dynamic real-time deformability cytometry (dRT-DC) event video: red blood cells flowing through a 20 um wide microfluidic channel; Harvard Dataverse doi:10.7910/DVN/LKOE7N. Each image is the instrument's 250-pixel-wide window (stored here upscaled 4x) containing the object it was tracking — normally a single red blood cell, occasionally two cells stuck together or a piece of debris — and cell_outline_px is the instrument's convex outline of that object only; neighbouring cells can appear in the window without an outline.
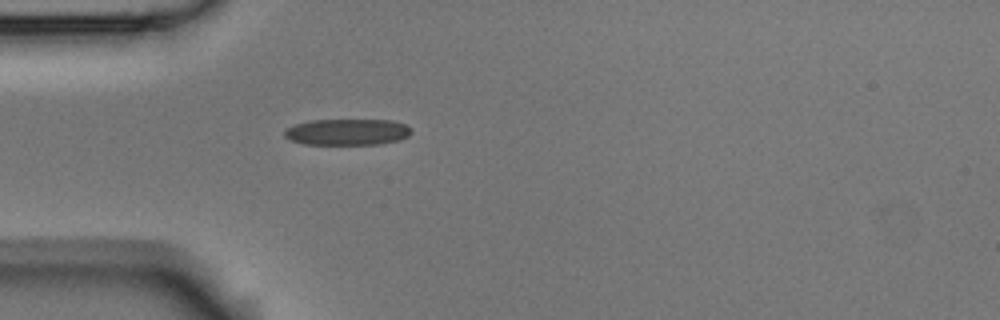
{"species": "Egyptian fruit bat (a non-hibernating species)", "species_latin": "Rousettus aegyptiacus", "temperature_condition": "room temperature", "stored_images_in_passage": 39, "camera_frame_rate_fps": 3000, "um_per_image_px": 0.085, "animal": {"sex": "male"}, "frame": {"image": 1, "passage_image": 1, "time_ms": 0.0, "image_size_px": [1000, 320], "cell_outline_px": [[412, 132], [408, 136], [400, 140], [380, 144], [304, 144], [292, 140], [284, 136], [284, 128], [308, 120], [392, 120], [404, 124], [412, 128]], "centroid_in_image_um": [29.53, 11.21], "position_along_channel_um": 55.5, "area_um2": 19.54}}
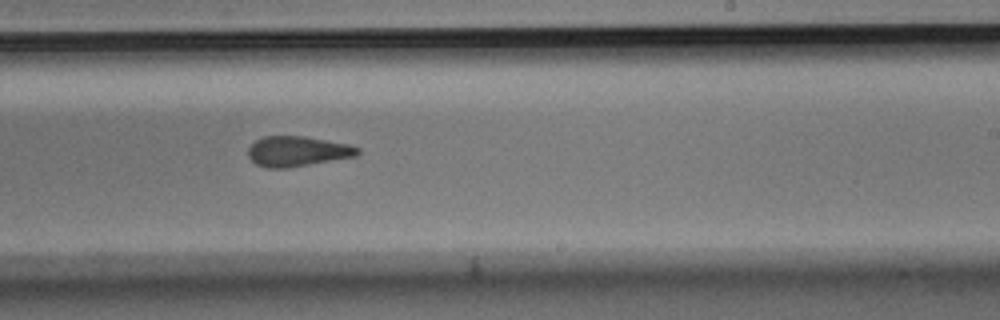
{"frame": {"image": 2, "passage_image": 18, "time_ms": 5.667, "image_size_px": [1000, 320], "cell_outline_px": [[360, 152], [356, 156], [284, 168], [268, 168], [256, 164], [248, 156], [248, 148], [256, 140], [264, 136], [304, 136], [348, 144], [360, 148]], "centroid_in_image_um": [25.26, 12.85], "position_along_channel_um": 263.7, "area_um2": 19.02}}
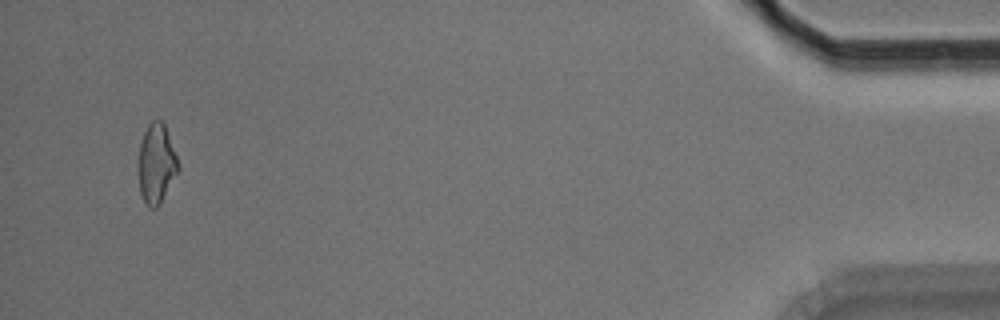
{"frame": {"image": 3, "passage_image": 37, "time_ms": 12.0, "image_size_px": [1000, 320], "cell_outline_px": [[180, 168], [160, 204], [156, 208], [148, 208], [140, 192], [140, 144], [144, 132], [148, 124], [152, 120], [164, 120]], "centroid_in_image_um": [13.32, 13.89], "position_along_channel_um": 421.9, "area_um2": 18.15}, "authors_computed_cell_mechanics": {"area_um2": 19.5364, "velocity_mm_per_s": 3.7511, "shape_relaxation_time_tau1_ms": 6.7395, "shape_relaxation_time_tau2_ms": 2.3699, "deformation_change_tau1": 0.1617, "deformation_change_tau2": 0.1171}}